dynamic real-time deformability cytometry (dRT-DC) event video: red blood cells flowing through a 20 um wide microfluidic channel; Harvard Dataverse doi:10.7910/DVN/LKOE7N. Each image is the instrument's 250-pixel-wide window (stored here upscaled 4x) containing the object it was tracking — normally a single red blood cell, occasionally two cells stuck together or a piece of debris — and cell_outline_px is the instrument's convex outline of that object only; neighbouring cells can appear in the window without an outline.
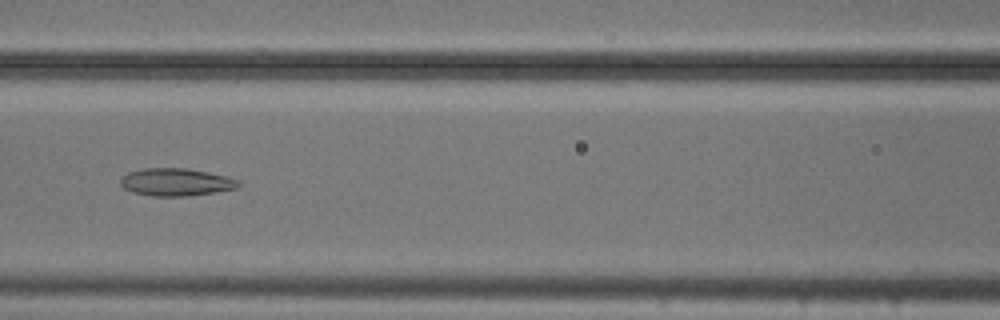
{"species": "common noctule bat (a hibernating species)", "species_latin": "Nyctalus noctula", "temperature_condition": "cold", "stored_images_in_passage": 47, "camera_frame_rate_fps": 3000, "um_per_image_px": 0.085, "animal": {"sex": "male", "body_mass_g": 20.5, "forearm_length_mm": 52.5}, "frame": {"image": 1, "passage_image": 17, "time_ms": 5.333, "image_size_px": [1000, 320], "cell_outline_px": [[240, 184], [236, 188], [188, 196], [152, 196], [132, 192], [124, 188], [120, 184], [120, 180], [128, 172], [144, 168], [188, 168], [228, 176], [240, 180]], "centroid_in_image_um": [14.96, 15.47], "position_along_channel_um": 151.6, "area_um2": 18.96}}
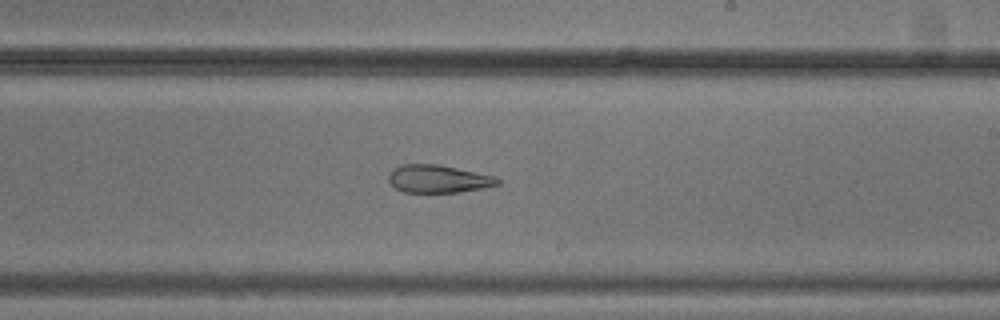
{"frame": {"image": 2, "passage_image": 25, "time_ms": 8.0, "image_size_px": [1000, 320], "cell_outline_px": [[500, 184], [484, 188], [460, 192], [404, 192], [396, 188], [388, 180], [388, 176], [392, 168], [404, 164], [436, 164], [496, 176], [500, 180]], "centroid_in_image_um": [37.26, 15.2], "position_along_channel_um": 251.7, "area_um2": 17.63}}
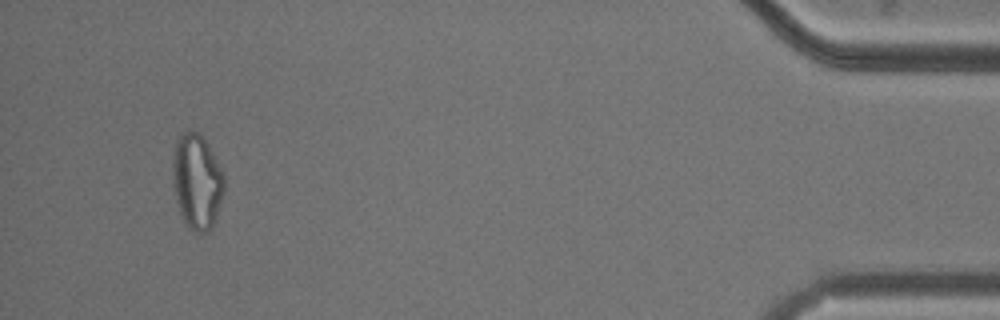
{"frame": {"image": 3, "passage_image": 44, "time_ms": 14.333, "image_size_px": [1000, 320], "cell_outline_px": [[224, 192], [212, 224], [208, 232], [196, 232], [188, 228], [180, 212], [176, 200], [172, 172], [172, 160], [176, 140], [188, 128], [200, 132], [208, 144], [224, 176]], "centroid_in_image_um": [16.72, 15.38], "position_along_channel_um": 418.5, "area_um2": 28.38}, "authors_computed_cell_mechanics": {"area_um2": 22.831, "velocity_mm_per_s": 3.758, "shape_relaxation_time_tau1_ms": null, "shape_relaxation_time_tau2_ms": 3.4876, "deformation_change_tau1": null, "deformation_change_tau2": 0.1081}}